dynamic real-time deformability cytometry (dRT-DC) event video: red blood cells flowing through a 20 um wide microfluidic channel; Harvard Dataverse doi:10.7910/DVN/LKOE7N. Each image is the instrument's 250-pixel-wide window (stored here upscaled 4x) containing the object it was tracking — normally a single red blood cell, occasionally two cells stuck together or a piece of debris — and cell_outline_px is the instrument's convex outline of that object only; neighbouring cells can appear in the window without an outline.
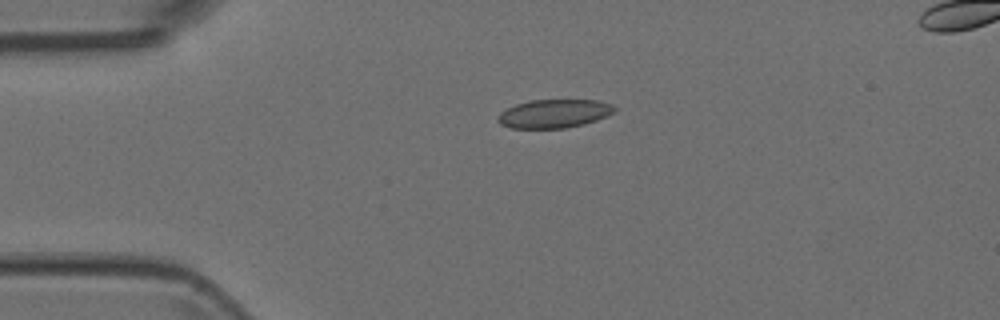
{"species": "Egyptian fruit bat (a non-hibernating species)", "species_latin": "Rousettus aegyptiacus", "temperature_condition": "room temperature", "stored_images_in_passage": 4, "camera_frame_rate_fps": 3000, "um_per_image_px": 0.085, "animal": {"sex": "female"}, "frame": {"image": 1, "passage_image": 2, "time_ms": 0.333, "image_size_px": [1000, 320], "cell_outline_px": [[616, 112], [608, 116], [584, 124], [564, 128], [512, 128], [500, 124], [496, 120], [496, 116], [500, 112], [516, 104], [532, 100], [596, 100], [612, 104], [616, 108]], "centroid_in_image_um": [47.11, 9.66], "position_along_channel_um": 37.9, "area_um2": 19.48}}
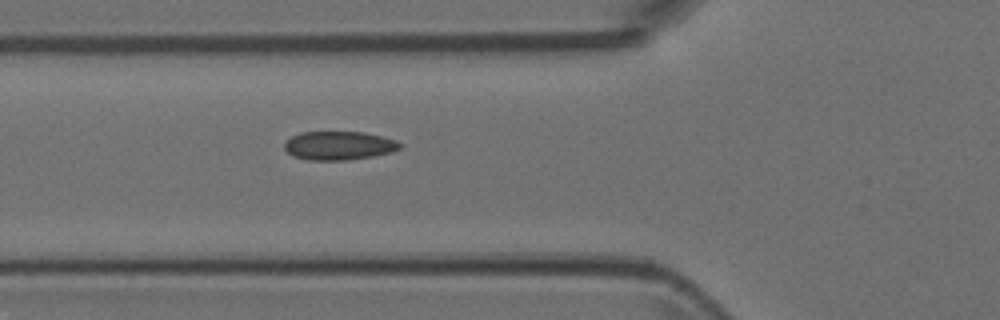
{"frame": {"image": 2, "passage_image": 4, "time_ms": 1.0, "image_size_px": [1000, 320], "cell_outline_px": [[404, 144], [400, 148], [392, 152], [372, 156], [348, 160], [308, 160], [296, 156], [288, 152], [284, 148], [284, 144], [292, 136], [300, 132], [364, 132], [396, 140]], "centroid_in_image_um": [28.84, 12.37], "position_along_channel_um": 97.0, "area_um2": 19.19}}